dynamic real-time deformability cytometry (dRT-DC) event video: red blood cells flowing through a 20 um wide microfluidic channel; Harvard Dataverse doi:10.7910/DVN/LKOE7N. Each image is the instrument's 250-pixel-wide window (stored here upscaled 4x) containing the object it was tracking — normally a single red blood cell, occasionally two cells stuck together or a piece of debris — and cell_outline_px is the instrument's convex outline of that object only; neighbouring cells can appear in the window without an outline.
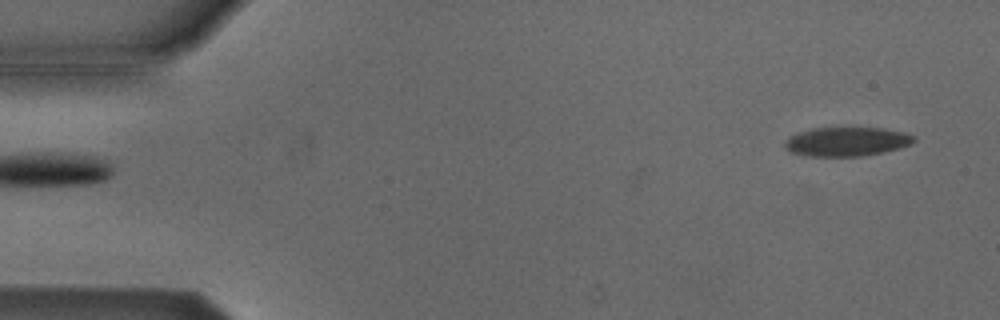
{"species": "Egyptian fruit bat (a non-hibernating species)", "species_latin": "Rousettus aegyptiacus", "temperature_condition": "cold", "stored_images_in_passage": 3, "camera_frame_rate_fps": 3000, "um_per_image_px": 0.085, "animal": {"sex": "male"}, "frame": {"image": 1, "passage_image": 3, "time_ms": 0.667, "image_size_px": [1000, 320], "cell_outline_px": [[916, 140], [908, 144], [896, 148], [880, 152], [860, 156], [808, 156], [792, 152], [784, 144], [784, 140], [788, 136], [812, 128], [884, 128], [904, 132], [916, 136]], "centroid_in_image_um": [71.94, 12.02], "position_along_channel_um": 13.1, "area_um2": 21.56}}